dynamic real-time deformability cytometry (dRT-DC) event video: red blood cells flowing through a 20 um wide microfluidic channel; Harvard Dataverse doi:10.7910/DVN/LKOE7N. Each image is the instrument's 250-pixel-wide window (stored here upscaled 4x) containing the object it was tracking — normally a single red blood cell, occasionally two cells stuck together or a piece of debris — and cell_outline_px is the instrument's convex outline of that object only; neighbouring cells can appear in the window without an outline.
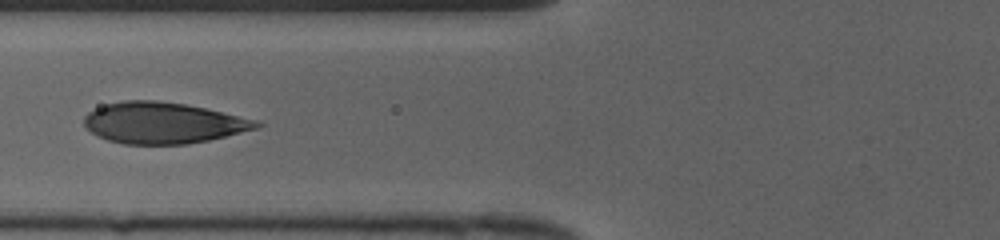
{"species": "human", "species_latin": "Homo sapiens", "temperature_condition": "cold", "stored_images_in_passage": 14, "camera_frame_rate_fps": 3000, "um_per_image_px": 0.085, "donor": {"sex": "female"}, "frame": {"image": 1, "passage_image": 5, "time_ms": 1.333, "image_size_px": [1000, 240], "cell_outline_px": [[264, 124], [256, 128], [208, 140], [188, 144], [124, 144], [108, 140], [96, 136], [84, 124], [84, 116], [88, 112], [96, 108], [108, 104], [124, 100], [156, 100], [184, 104], [204, 108], [260, 120]], "centroid_in_image_um": [13.86, 10.44], "position_along_channel_um": 111.9, "area_um2": 41.15}}
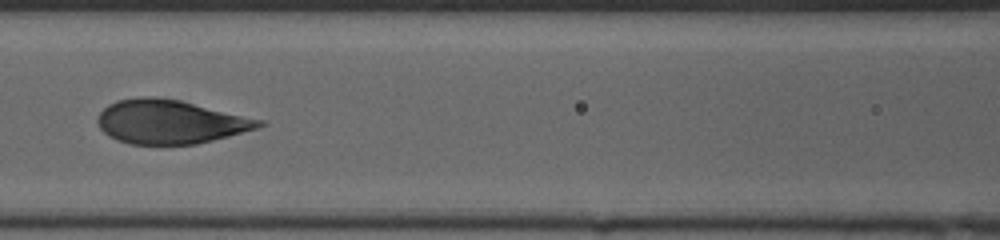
{"frame": {"image": 2, "passage_image": 8, "time_ms": 2.333, "image_size_px": [1000, 240], "cell_outline_px": [[268, 124], [260, 128], [196, 144], [160, 148], [128, 144], [116, 140], [108, 136], [100, 128], [96, 120], [100, 112], [108, 104], [116, 100], [140, 96], [152, 96], [180, 100], [264, 120]], "centroid_in_image_um": [14.44, 10.39], "position_along_channel_um": 152.2, "area_um2": 42.48}}